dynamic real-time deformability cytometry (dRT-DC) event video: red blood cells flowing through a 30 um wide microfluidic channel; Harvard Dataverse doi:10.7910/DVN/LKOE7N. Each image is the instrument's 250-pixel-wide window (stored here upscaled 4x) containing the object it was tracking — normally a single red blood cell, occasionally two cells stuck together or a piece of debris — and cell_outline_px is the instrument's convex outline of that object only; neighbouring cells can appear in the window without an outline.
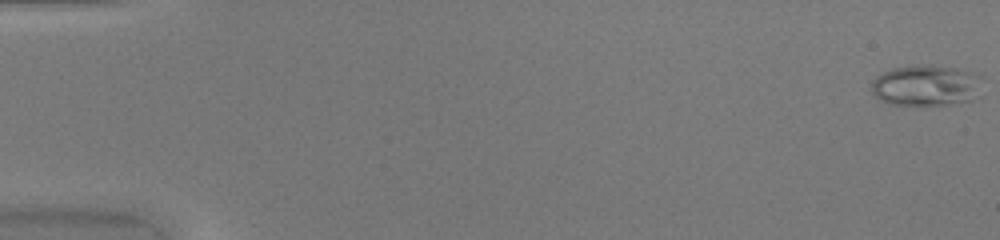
{"species": "common noctule bat (a hibernating species)", "species_latin": "Nyctalus noctula", "temperature_condition": "warm", "stored_images_in_passage": 50, "camera_frame_rate_fps": 3000, "um_per_image_px": 0.085, "animal": {"sex": "female", "body_mass_g": 20.0, "forearm_length_mm": 54.0}, "frame": {"image": 1, "passage_image": 1, "time_ms": 0.0, "image_size_px": [1000, 240], "cell_outline_px": [[980, 96], [972, 100], [948, 104], [888, 104], [880, 100], [872, 92], [872, 80], [880, 72], [892, 68], [916, 64], [932, 64], [956, 68], [976, 72], [980, 76]], "centroid_in_image_um": [78.72, 7.23], "position_along_channel_um": 6.3, "area_um2": 26.88}}
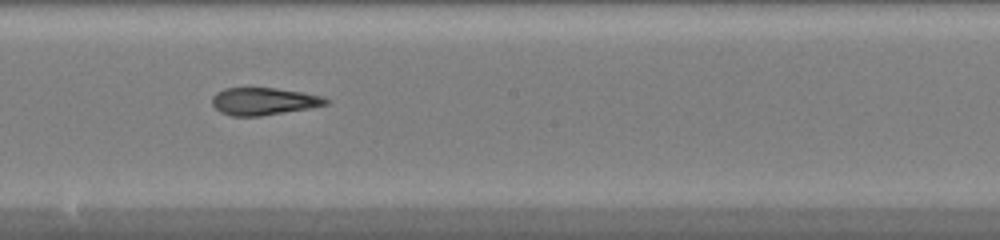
{"frame": {"image": 2, "passage_image": 29, "time_ms": 9.333, "image_size_px": [1000, 240], "cell_outline_px": [[332, 100], [328, 104], [308, 108], [260, 116], [232, 116], [220, 112], [212, 104], [212, 96], [216, 92], [224, 88], [276, 88], [304, 92], [320, 96]], "centroid_in_image_um": [22.41, 8.6], "position_along_channel_um": 225.8, "area_um2": 18.15}}
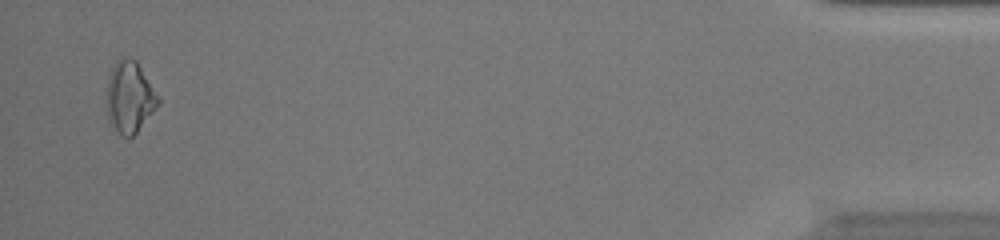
{"frame": {"image": 3, "passage_image": 49, "time_ms": 16.0, "image_size_px": [1000, 240], "cell_outline_px": [[160, 104], [136, 132], [128, 140], [120, 136], [108, 120], [104, 100], [104, 96], [108, 80], [112, 68], [116, 60], [124, 56], [136, 60], [160, 96]], "centroid_in_image_um": [10.99, 8.27], "position_along_channel_um": 424.2, "area_um2": 22.14}, "authors_computed_cell_mechanics": {"area_um2": 19.2185, "velocity_mm_per_s": 4.1842, "shape_relaxation_time_tau1_ms": null, "shape_relaxation_time_tau2_ms": 2.3142, "deformation_change_tau1": null, "deformation_change_tau2": 0.1049}}